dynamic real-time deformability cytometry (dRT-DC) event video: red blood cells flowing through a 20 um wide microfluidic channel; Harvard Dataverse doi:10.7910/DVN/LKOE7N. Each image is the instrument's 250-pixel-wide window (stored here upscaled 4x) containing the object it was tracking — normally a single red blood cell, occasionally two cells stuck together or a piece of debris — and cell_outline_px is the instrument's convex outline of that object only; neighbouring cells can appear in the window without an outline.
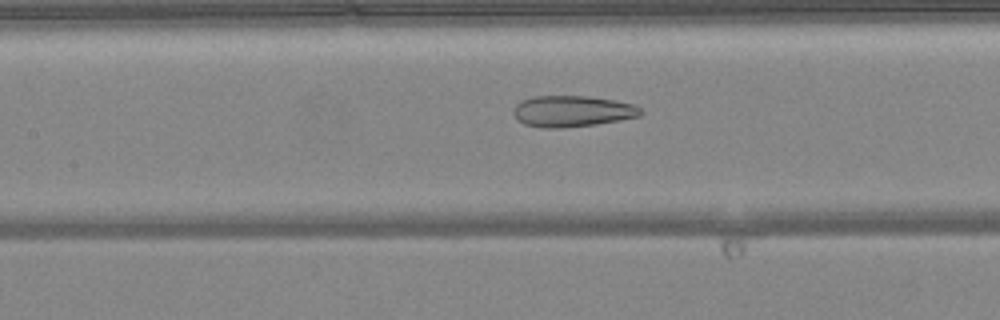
{"species": "common noctule bat (a hibernating species)", "species_latin": "Nyctalus noctula", "temperature_condition": "warm", "stored_images_in_passage": 35, "camera_frame_rate_fps": 3000, "um_per_image_px": 0.085, "animal": {"sex": "female", "body_mass_g": 24.6, "forearm_length_mm": 56.2}, "frame": {"image": 1, "passage_image": 18, "time_ms": 5.667, "image_size_px": [1000, 320], "cell_outline_px": [[644, 112], [640, 116], [620, 120], [596, 124], [564, 128], [540, 128], [524, 124], [516, 120], [512, 112], [512, 108], [516, 104], [532, 96], [588, 96], [616, 100], [632, 104], [640, 108]], "centroid_in_image_um": [48.61, 9.46], "position_along_channel_um": 158.8, "area_um2": 23.41}}
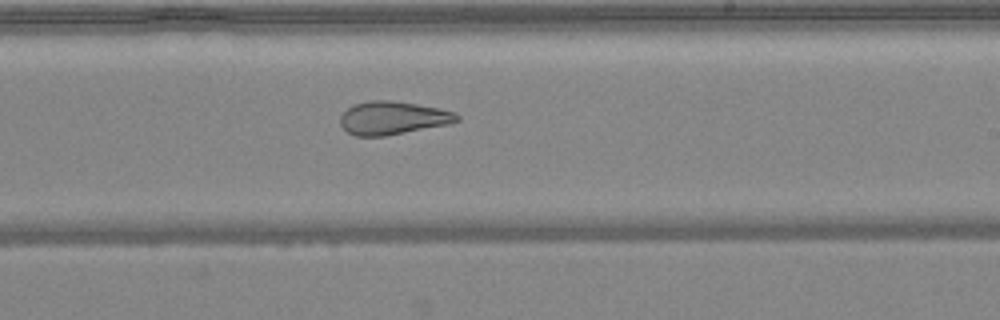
{"frame": {"image": 2, "passage_image": 25, "time_ms": 8.0, "image_size_px": [1000, 320], "cell_outline_px": [[460, 120], [448, 124], [384, 136], [356, 136], [348, 132], [340, 124], [340, 116], [348, 108], [356, 104], [368, 100], [392, 100], [440, 108], [456, 112], [460, 116]], "centroid_in_image_um": [33.4, 10.02], "position_along_channel_um": 255.6, "area_um2": 22.48}}
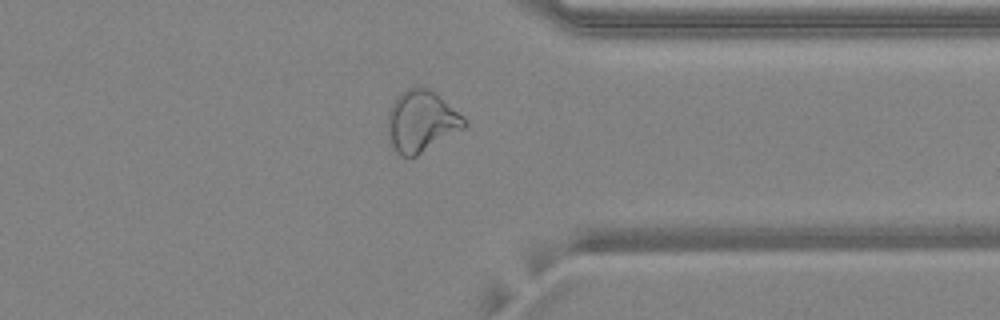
{"frame": {"image": 3, "passage_image": 34, "time_ms": 11.0, "image_size_px": [1000, 320], "cell_outline_px": [[468, 124], [464, 128], [416, 156], [400, 156], [392, 148], [388, 140], [388, 112], [392, 104], [400, 92], [408, 88], [428, 88], [464, 116], [468, 120]], "centroid_in_image_um": [35.8, 10.33], "position_along_channel_um": 375.6, "area_um2": 27.22}}